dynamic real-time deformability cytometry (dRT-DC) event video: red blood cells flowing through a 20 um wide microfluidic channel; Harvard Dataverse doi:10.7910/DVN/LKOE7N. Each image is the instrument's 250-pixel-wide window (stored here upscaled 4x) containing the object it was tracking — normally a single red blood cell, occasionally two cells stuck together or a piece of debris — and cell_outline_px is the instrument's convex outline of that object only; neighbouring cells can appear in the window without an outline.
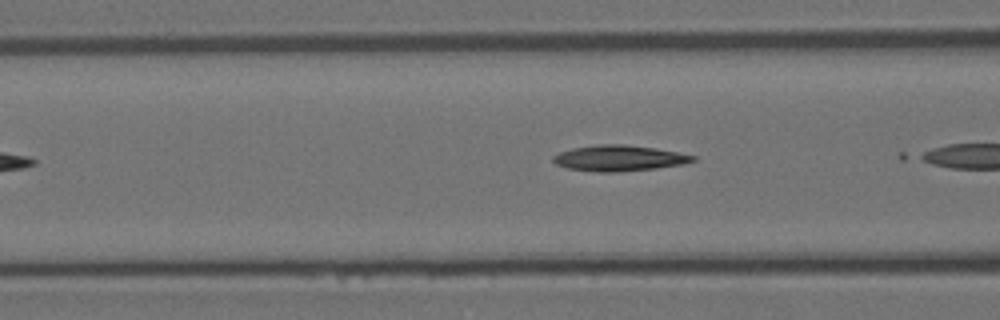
{"species": "Egyptian fruit bat (a non-hibernating species)", "species_latin": "Rousettus aegyptiacus", "temperature_condition": "room temperature", "stored_images_in_passage": 5, "camera_frame_rate_fps": 3000, "um_per_image_px": 0.085, "animal": {"sex": "female"}, "frame": {"image": 1, "passage_image": 5, "time_ms": 1.333, "image_size_px": [1000, 320], "cell_outline_px": [[696, 160], [684, 164], [656, 168], [616, 172], [596, 172], [568, 168], [556, 164], [552, 160], [552, 156], [560, 152], [572, 148], [596, 144], [624, 144], [656, 148], [696, 156]], "centroid_in_image_um": [52.61, 13.44], "position_along_channel_um": 114.0, "area_um2": 21.04}}